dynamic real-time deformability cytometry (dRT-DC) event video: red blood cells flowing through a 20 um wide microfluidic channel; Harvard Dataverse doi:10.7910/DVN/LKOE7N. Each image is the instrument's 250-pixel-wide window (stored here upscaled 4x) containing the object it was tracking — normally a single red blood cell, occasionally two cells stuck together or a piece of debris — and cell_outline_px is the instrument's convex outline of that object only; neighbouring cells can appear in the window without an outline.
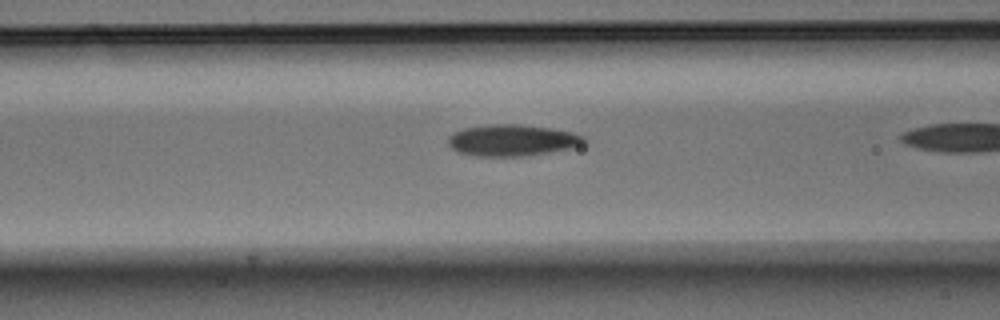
{"species": "Egyptian fruit bat (a non-hibernating species)", "species_latin": "Rousettus aegyptiacus", "temperature_condition": "warm", "stored_images_in_passage": 37, "camera_frame_rate_fps": 3000, "um_per_image_px": 0.085, "animal": {"sex": "male"}, "frame": {"image": 1, "passage_image": 17, "time_ms": 5.333, "image_size_px": [1000, 320], "cell_outline_px": [[584, 140], [580, 144], [572, 148], [548, 152], [520, 156], [476, 156], [456, 152], [448, 144], [448, 136], [452, 132], [464, 128], [492, 124], [520, 124], [548, 128], [572, 132], [584, 136]], "centroid_in_image_um": [43.46, 11.92], "position_along_channel_um": 123.1, "area_um2": 24.74}}
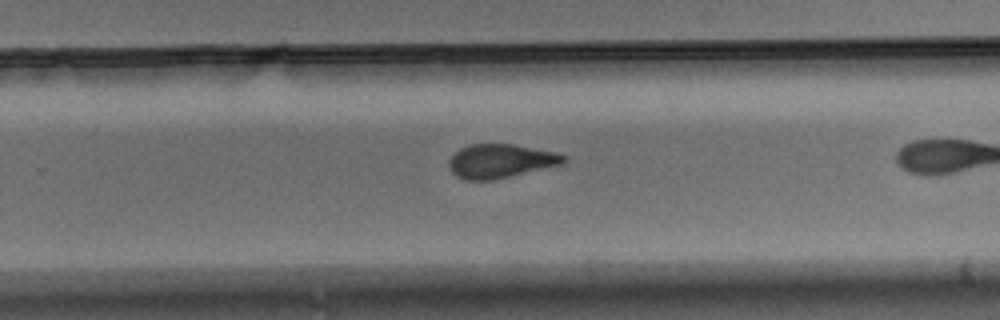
{"frame": {"image": 2, "passage_image": 30, "time_ms": 9.667, "image_size_px": [1000, 320], "cell_outline_px": [[568, 160], [564, 164], [492, 180], [468, 180], [456, 176], [452, 172], [448, 164], [448, 160], [460, 148], [468, 144], [512, 144], [556, 152], [568, 156]], "centroid_in_image_um": [42.57, 13.68], "position_along_channel_um": 287.2, "area_um2": 22.72}}
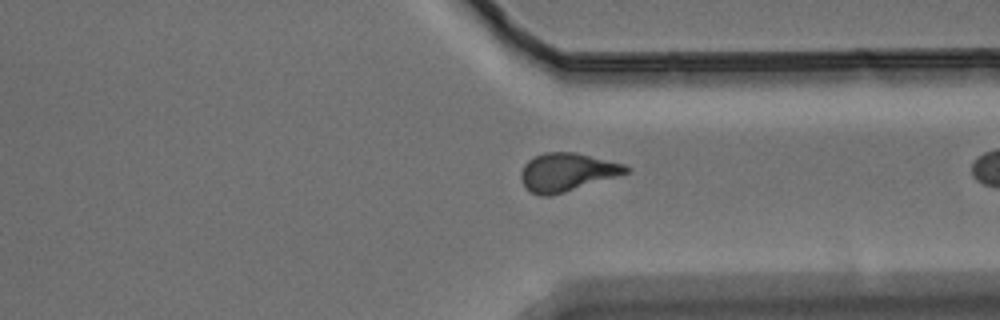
{"frame": {"image": 3, "passage_image": 36, "time_ms": 11.667, "image_size_px": [1000, 320], "cell_outline_px": [[632, 172], [552, 196], [540, 196], [532, 192], [524, 184], [520, 176], [520, 172], [524, 164], [528, 160], [544, 152], [576, 152], [624, 164], [632, 168]], "centroid_in_image_um": [48.23, 14.63], "position_along_channel_um": 363.2, "area_um2": 23.52}}